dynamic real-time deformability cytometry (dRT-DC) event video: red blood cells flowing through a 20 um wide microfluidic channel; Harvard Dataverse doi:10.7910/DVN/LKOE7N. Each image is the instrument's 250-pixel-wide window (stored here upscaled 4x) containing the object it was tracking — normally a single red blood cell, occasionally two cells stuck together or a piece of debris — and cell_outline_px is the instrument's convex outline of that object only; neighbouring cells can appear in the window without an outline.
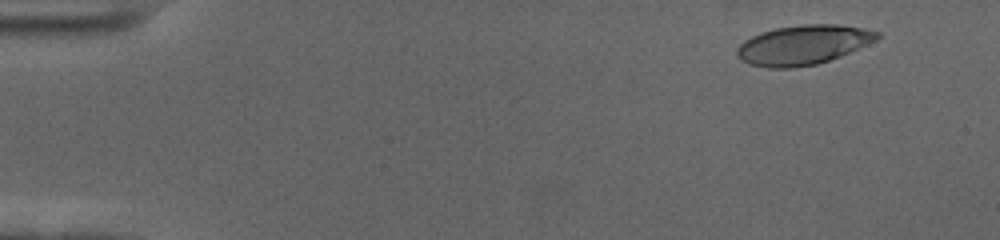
{"species": "human", "species_latin": "Homo sapiens", "temperature_condition": "cold", "stored_images_in_passage": 58, "camera_frame_rate_fps": 3000, "um_per_image_px": 0.085, "donor": {"sex": "female"}, "frame": {"image": 1, "passage_image": 5, "time_ms": 1.333, "image_size_px": [1000, 240], "cell_outline_px": [[880, 36], [876, 40], [840, 56], [816, 64], [792, 68], [768, 68], [748, 64], [740, 60], [736, 56], [736, 48], [744, 40], [760, 32], [776, 28], [804, 24], [836, 24], [864, 28], [880, 32]], "centroid_in_image_um": [68.22, 3.81], "position_along_channel_um": 16.8, "area_um2": 32.31}}
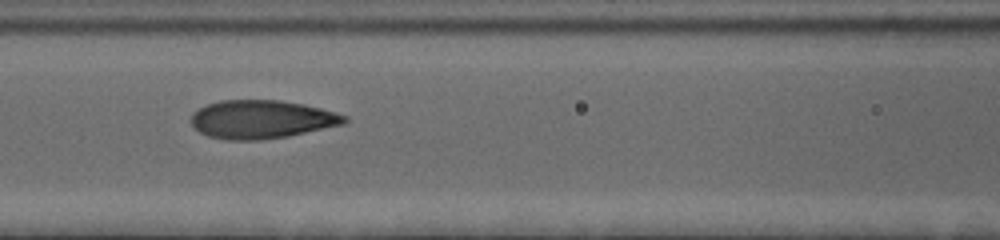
{"frame": {"image": 2, "passage_image": 26, "time_ms": 8.333, "image_size_px": [1000, 240], "cell_outline_px": [[348, 120], [344, 124], [288, 136], [260, 140], [228, 140], [208, 136], [200, 132], [192, 124], [192, 112], [208, 104], [220, 100], [280, 100], [304, 104], [320, 108], [348, 116]], "centroid_in_image_um": [22.25, 10.14], "position_along_channel_um": 144.4, "area_um2": 34.22}}
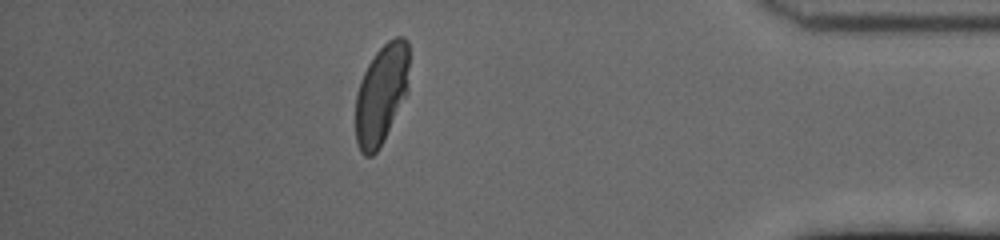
{"frame": {"image": 3, "passage_image": 51, "time_ms": 16.667, "image_size_px": [1000, 240], "cell_outline_px": [[408, 92], [384, 140], [376, 152], [372, 156], [364, 156], [360, 152], [356, 140], [356, 96], [364, 72], [368, 64], [376, 52], [388, 40], [396, 36], [404, 36], [408, 40]], "centroid_in_image_um": [32.43, 8.01], "position_along_channel_um": 402.8, "area_um2": 31.15}, "authors_computed_cell_mechanics": {"area_um2": 33.4373, "velocity_mm_per_s": 3.5294, "shape_relaxation_time_tau1_ms": 4.2745, "shape_relaxation_time_tau2_ms": null, "deformation_change_tau1": 0.1899, "deformation_change_tau2": null}}